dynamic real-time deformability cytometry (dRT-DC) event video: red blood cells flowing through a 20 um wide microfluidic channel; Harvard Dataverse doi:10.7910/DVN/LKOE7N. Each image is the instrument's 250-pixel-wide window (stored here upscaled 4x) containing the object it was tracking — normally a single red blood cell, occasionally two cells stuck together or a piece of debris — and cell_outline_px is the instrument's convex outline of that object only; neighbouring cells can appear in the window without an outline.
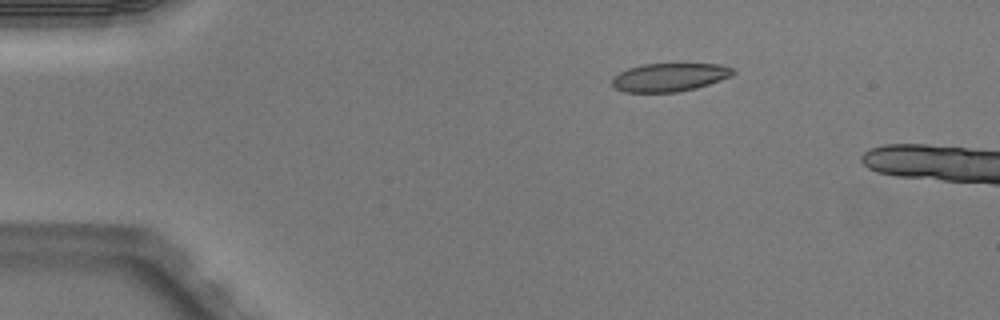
{"species": "Egyptian fruit bat (a non-hibernating species)", "species_latin": "Rousettus aegyptiacus", "temperature_condition": "warm", "stored_images_in_passage": 2, "camera_frame_rate_fps": 3000, "um_per_image_px": 0.085, "animal": {"sex": "male"}, "frame": {"image": 1, "passage_image": 1, "time_ms": 0.0, "image_size_px": [1000, 320], "cell_outline_px": [[736, 72], [732, 76], [696, 88], [676, 92], [624, 92], [616, 88], [612, 84], [612, 76], [628, 68], [644, 64], [720, 64], [732, 68]], "centroid_in_image_um": [56.9, 6.56], "position_along_channel_um": 28.1, "area_um2": 19.88}}